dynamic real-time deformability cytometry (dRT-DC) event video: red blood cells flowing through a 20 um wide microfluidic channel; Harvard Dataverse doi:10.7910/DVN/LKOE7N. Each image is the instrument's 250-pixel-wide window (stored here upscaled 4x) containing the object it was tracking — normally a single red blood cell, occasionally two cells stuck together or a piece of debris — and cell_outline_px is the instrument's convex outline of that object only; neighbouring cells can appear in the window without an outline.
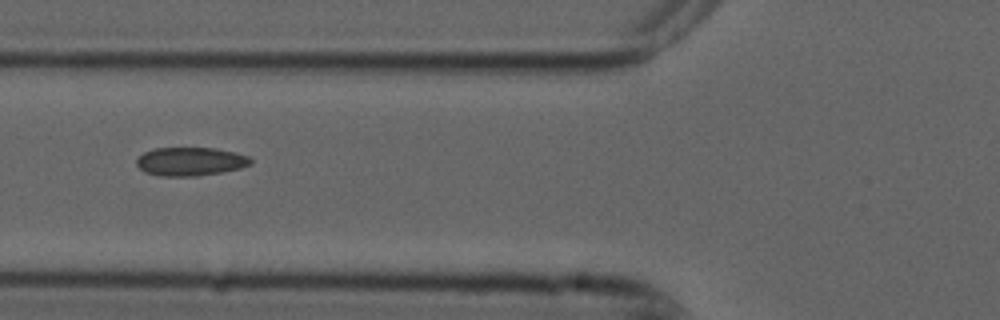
{"species": "common noctule bat (a hibernating species)", "species_latin": "Nyctalus noctula", "temperature_condition": "cold", "stored_images_in_passage": 3, "camera_frame_rate_fps": 3000, "um_per_image_px": 0.085, "animal": {"sex": "male", "forearm_length_mm": 52.5}, "frame": {"image": 1, "passage_image": 2, "time_ms": 0.333, "image_size_px": [1000, 320], "cell_outline_px": [[252, 164], [240, 168], [224, 172], [200, 176], [160, 176], [144, 172], [136, 164], [136, 160], [144, 152], [152, 148], [216, 148], [236, 152], [248, 156], [252, 160]], "centroid_in_image_um": [16.2, 13.73], "position_along_channel_um": 109.6, "area_um2": 19.19}}
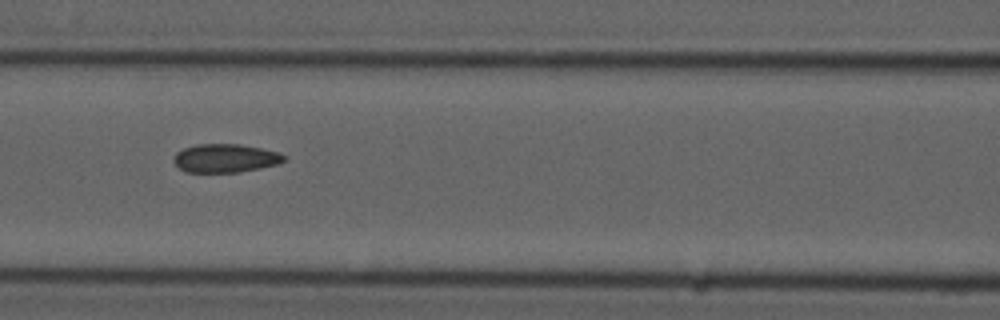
{"frame": {"image": 2, "passage_image": 3, "time_ms": 0.667, "image_size_px": [1000, 320], "cell_outline_px": [[288, 160], [280, 164], [260, 168], [236, 172], [184, 172], [172, 160], [176, 152], [184, 148], [196, 144], [240, 144], [280, 152], [288, 156]], "centroid_in_image_um": [19.2, 13.44], "position_along_channel_um": 147.4, "area_um2": 18.55}}